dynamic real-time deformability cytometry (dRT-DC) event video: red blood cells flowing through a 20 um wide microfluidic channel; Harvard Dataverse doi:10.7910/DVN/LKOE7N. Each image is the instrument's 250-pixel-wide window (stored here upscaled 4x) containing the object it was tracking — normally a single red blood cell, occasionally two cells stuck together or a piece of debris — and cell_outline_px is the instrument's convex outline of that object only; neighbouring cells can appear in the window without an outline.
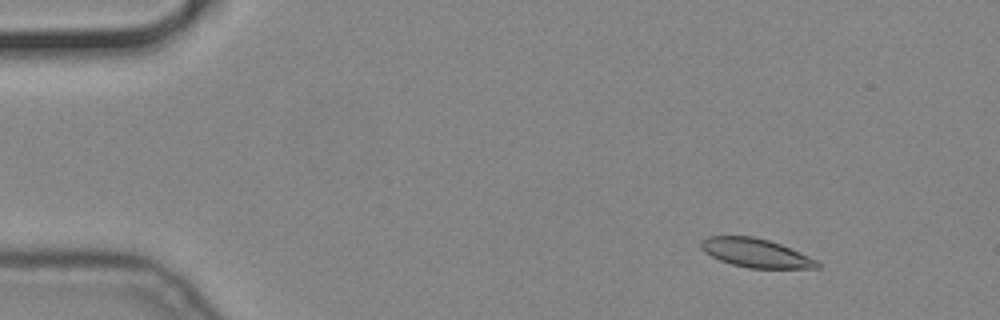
{"species": "common noctule bat (a hibernating species)", "species_latin": "Nyctalus noctula", "temperature_condition": "cold", "stored_images_in_passage": 54, "camera_frame_rate_fps": 3000, "um_per_image_px": 0.085, "animal": {"sex": "male", "body_mass_g": 19.2, "forearm_length_mm": 51.8}, "frame": {"image": 1, "passage_image": 4, "time_ms": 1.0, "image_size_px": [1000, 320], "cell_outline_px": [[820, 268], [748, 268], [732, 264], [720, 260], [704, 252], [700, 248], [700, 240], [708, 236], [752, 236], [768, 240], [780, 244], [808, 256], [816, 260], [820, 264]], "centroid_in_image_um": [64.2, 21.5], "position_along_channel_um": 20.8, "area_um2": 19.36}}
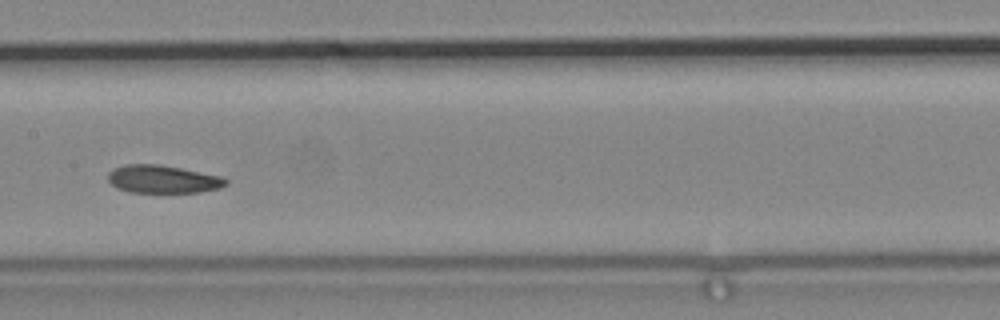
{"frame": {"image": 2, "passage_image": 26, "time_ms": 8.333, "image_size_px": [1000, 320], "cell_outline_px": [[228, 184], [220, 188], [200, 192], [128, 192], [116, 188], [108, 180], [108, 172], [112, 168], [124, 164], [160, 164], [220, 176], [228, 180]], "centroid_in_image_um": [13.8, 15.23], "position_along_channel_um": 193.6, "area_um2": 19.25}}
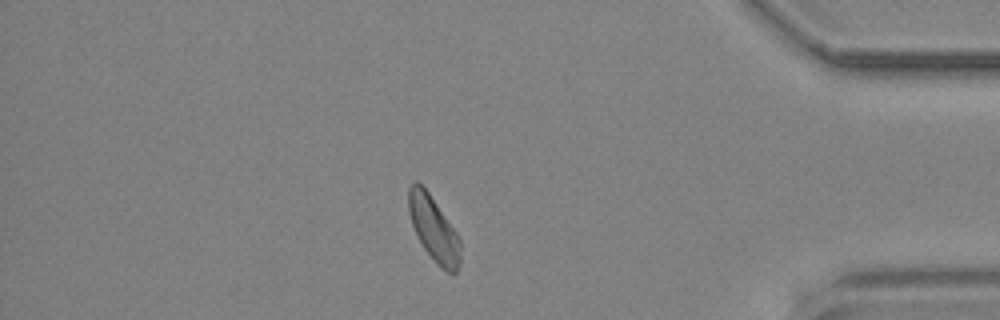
{"frame": {"image": 3, "passage_image": 46, "time_ms": 15.0, "image_size_px": [1000, 320], "cell_outline_px": [[460, 260], [456, 272], [452, 276], [424, 248], [412, 224], [408, 212], [408, 188], [416, 180], [428, 192], [456, 232], [460, 240]], "centroid_in_image_um": [36.86, 19.42], "position_along_channel_um": 398.3, "area_um2": 18.9}}